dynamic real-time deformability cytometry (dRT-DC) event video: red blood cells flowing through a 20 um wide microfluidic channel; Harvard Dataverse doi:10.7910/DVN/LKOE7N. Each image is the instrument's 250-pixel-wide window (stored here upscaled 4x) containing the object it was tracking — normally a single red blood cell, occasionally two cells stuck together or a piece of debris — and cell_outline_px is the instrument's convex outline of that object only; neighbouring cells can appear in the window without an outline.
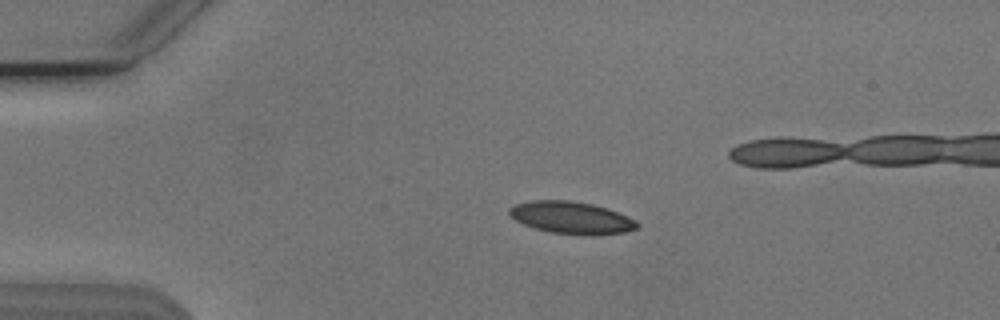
{"species": "Egyptian fruit bat (a non-hibernating species)", "species_latin": "Rousettus aegyptiacus", "temperature_condition": "cold", "stored_images_in_passage": 41, "camera_frame_rate_fps": 3000, "um_per_image_px": 0.085, "animal": {"sex": "male"}, "frame": {"image": 1, "passage_image": 1, "time_ms": 0.0, "image_size_px": [1000, 320], "cell_outline_px": [[640, 224], [636, 228], [624, 232], [596, 236], [584, 236], [552, 232], [536, 228], [524, 224], [516, 220], [508, 212], [508, 208], [516, 204], [532, 200], [568, 200], [592, 204], [616, 212], [636, 220]], "centroid_in_image_um": [48.57, 18.51], "position_along_channel_um": 36.4, "area_um2": 23.87}}
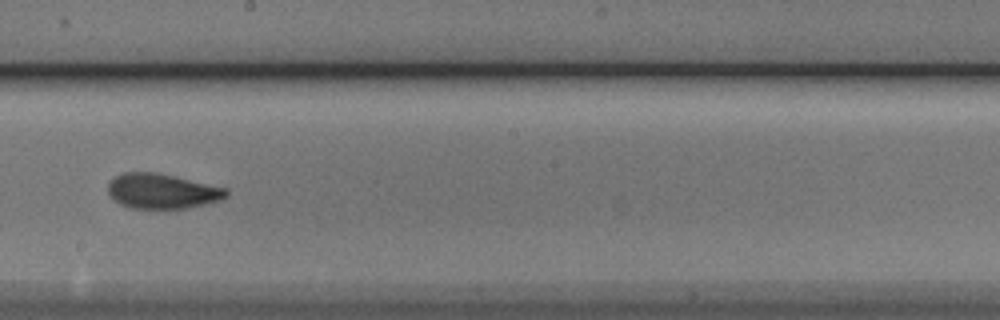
{"frame": {"image": 2, "passage_image": 20, "time_ms": 6.333, "image_size_px": [1000, 320], "cell_outline_px": [[228, 196], [220, 200], [204, 204], [184, 208], [128, 208], [120, 204], [108, 192], [108, 184], [116, 176], [124, 172], [152, 172], [172, 176], [228, 188]], "centroid_in_image_um": [13.78, 16.25], "position_along_channel_um": 234.4, "area_um2": 23.76}}
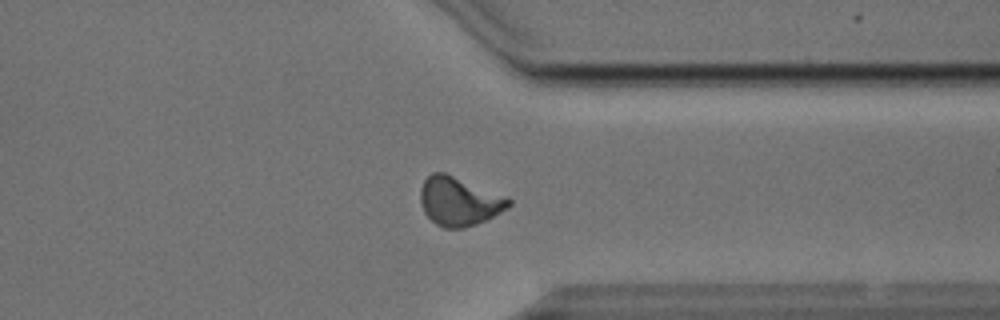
{"frame": {"image": 3, "passage_image": 31, "time_ms": 10.0, "image_size_px": [1000, 320], "cell_outline_px": [[512, 204], [508, 208], [476, 224], [464, 228], [444, 228], [436, 224], [424, 212], [420, 204], [420, 188], [424, 180], [432, 172], [444, 172], [512, 200]], "centroid_in_image_um": [38.97, 17.12], "position_along_channel_um": 372.4, "area_um2": 24.62}}